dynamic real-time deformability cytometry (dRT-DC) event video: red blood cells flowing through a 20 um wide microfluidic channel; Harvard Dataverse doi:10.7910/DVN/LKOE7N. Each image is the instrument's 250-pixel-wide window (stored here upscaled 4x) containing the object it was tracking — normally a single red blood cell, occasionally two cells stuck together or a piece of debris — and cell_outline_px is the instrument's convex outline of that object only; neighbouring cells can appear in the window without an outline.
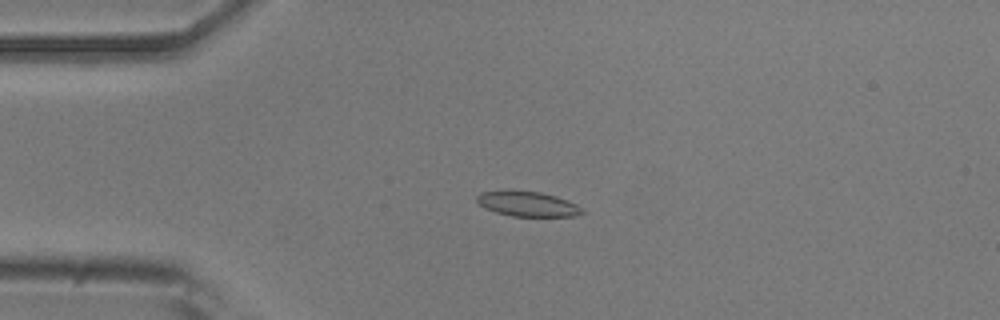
{"species": "common noctule bat (a hibernating species)", "species_latin": "Nyctalus noctula", "temperature_condition": "room temperature", "stored_images_in_passage": 54, "camera_frame_rate_fps": 3000, "um_per_image_px": 0.085, "animal": {"sex": "male", "body_mass_g": 20.5, "forearm_length_mm": 52.5}, "frame": {"image": 1, "passage_image": 12, "time_ms": 3.667, "image_size_px": [1000, 320], "cell_outline_px": [[584, 212], [576, 216], [512, 216], [496, 212], [484, 208], [476, 200], [476, 196], [480, 192], [540, 192], [556, 196], [568, 200], [576, 204]], "centroid_in_image_um": [44.86, 17.36], "position_along_channel_um": 40.1, "area_um2": 14.85}}
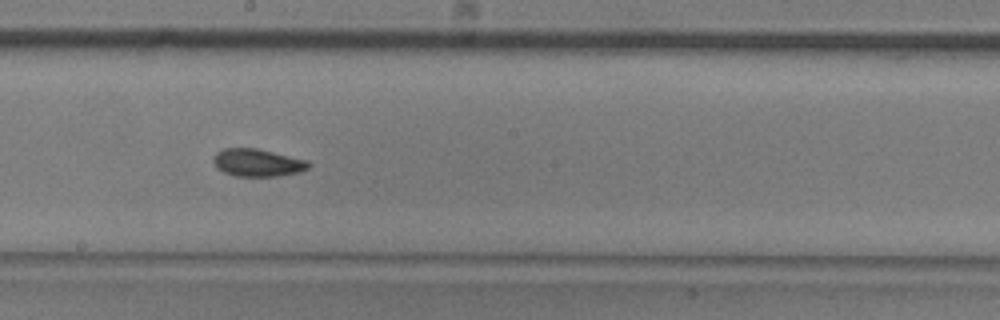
{"frame": {"image": 2, "passage_image": 29, "time_ms": 9.333, "image_size_px": [1000, 320], "cell_outline_px": [[312, 164], [308, 168], [300, 172], [276, 176], [236, 176], [224, 172], [216, 168], [212, 160], [212, 156], [216, 152], [224, 148], [256, 148], [308, 160]], "centroid_in_image_um": [21.87, 13.82], "position_along_channel_um": 226.3, "area_um2": 15.43}}
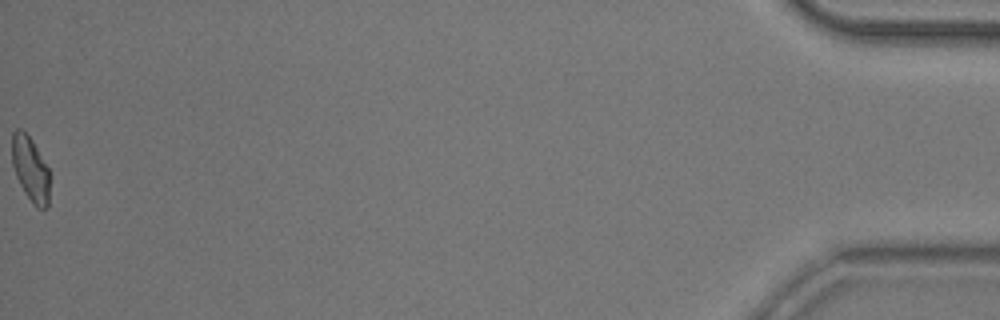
{"frame": {"image": 3, "passage_image": 54, "time_ms": 17.667, "image_size_px": [1000, 320], "cell_outline_px": [[48, 208], [36, 208], [32, 204], [24, 192], [16, 176], [12, 164], [12, 132], [16, 128], [20, 128], [32, 140], [48, 168]], "centroid_in_image_um": [2.56, 14.37], "position_along_channel_um": 432.6, "area_um2": 14.1}, "authors_computed_cell_mechanics": {"area_um2": 15.3459, "velocity_mm_per_s": 3.714, "shape_relaxation_time_tau1_ms": 4.1756, "shape_relaxation_time_tau2_ms": 4.3857, "deformation_change_tau1": 0.1104, "deformation_change_tau2": 0.0831}}